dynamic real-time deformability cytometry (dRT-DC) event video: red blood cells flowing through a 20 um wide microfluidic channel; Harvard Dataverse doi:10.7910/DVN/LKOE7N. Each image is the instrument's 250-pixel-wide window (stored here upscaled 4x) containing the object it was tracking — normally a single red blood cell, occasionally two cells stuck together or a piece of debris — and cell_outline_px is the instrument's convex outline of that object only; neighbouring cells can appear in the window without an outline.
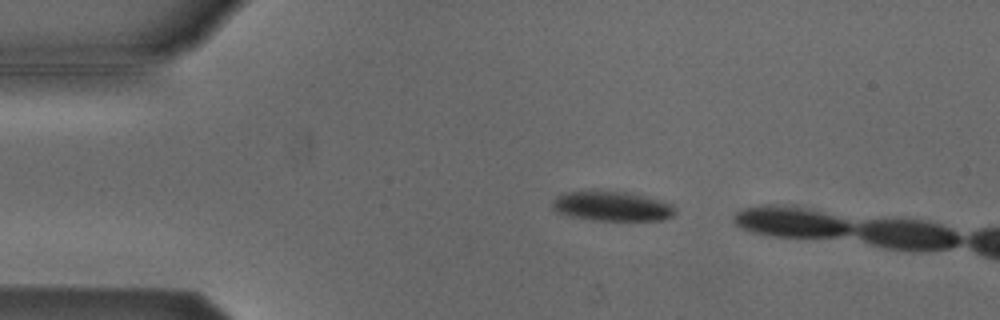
{"species": "Egyptian fruit bat (a non-hibernating species)", "species_latin": "Rousettus aegyptiacus", "temperature_condition": "cold", "stored_images_in_passage": 10, "camera_frame_rate_fps": 3000, "um_per_image_px": 0.085, "animal": {"sex": "male"}, "frame": {"image": 1, "passage_image": 6, "time_ms": 1.667, "image_size_px": [1000, 320], "cell_outline_px": [[676, 212], [672, 216], [664, 220], [596, 220], [564, 216], [556, 212], [552, 208], [552, 200], [556, 196], [564, 192], [624, 192], [644, 196], [672, 204], [676, 208]], "centroid_in_image_um": [51.98, 17.55], "position_along_channel_um": 33.0, "area_um2": 21.1}}